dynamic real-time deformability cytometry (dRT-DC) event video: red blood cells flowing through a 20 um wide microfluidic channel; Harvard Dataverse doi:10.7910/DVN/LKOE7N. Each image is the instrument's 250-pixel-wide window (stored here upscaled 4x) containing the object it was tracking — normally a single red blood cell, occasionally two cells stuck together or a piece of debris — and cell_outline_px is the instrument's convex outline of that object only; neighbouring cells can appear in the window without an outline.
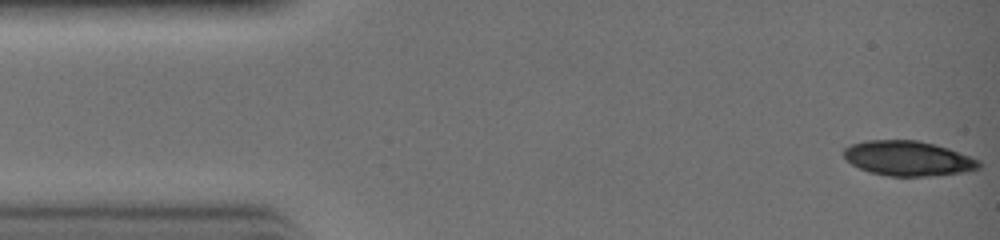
{"species": "common noctule bat (a hibernating species)", "species_latin": "Nyctalus noctula", "temperature_condition": "warm", "stored_images_in_passage": 31, "segment_of_instrument_passage": [1, 2], "camera_frame_rate_fps": 3000, "um_per_image_px": 0.085, "animal": {"sex": "female", "body_mass_g": 19.0, "forearm_length_mm": 51.5}, "frame": {"image": 1, "passage_image": 1, "time_ms": 0.0, "image_size_px": [1000, 240], "cell_outline_px": [[980, 168], [960, 172], [924, 176], [888, 176], [872, 172], [860, 168], [852, 164], [844, 156], [844, 148], [852, 144], [864, 140], [916, 140], [948, 148], [980, 160]], "centroid_in_image_um": [77.17, 13.45], "position_along_channel_um": 7.8, "area_um2": 27.05}}
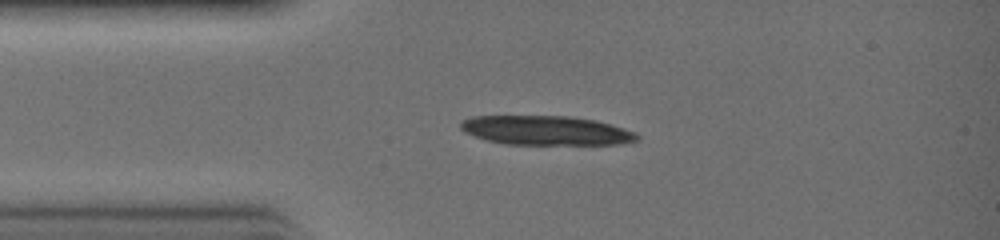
{"frame": {"image": 2, "passage_image": 7, "time_ms": 2.0, "image_size_px": [1000, 240], "cell_outline_px": [[640, 136], [636, 140], [620, 144], [504, 144], [488, 140], [464, 132], [460, 128], [460, 120], [472, 116], [572, 116], [596, 120], [624, 128], [636, 132]], "centroid_in_image_um": [46.41, 11.08], "position_along_channel_um": 38.6, "area_um2": 30.11}}